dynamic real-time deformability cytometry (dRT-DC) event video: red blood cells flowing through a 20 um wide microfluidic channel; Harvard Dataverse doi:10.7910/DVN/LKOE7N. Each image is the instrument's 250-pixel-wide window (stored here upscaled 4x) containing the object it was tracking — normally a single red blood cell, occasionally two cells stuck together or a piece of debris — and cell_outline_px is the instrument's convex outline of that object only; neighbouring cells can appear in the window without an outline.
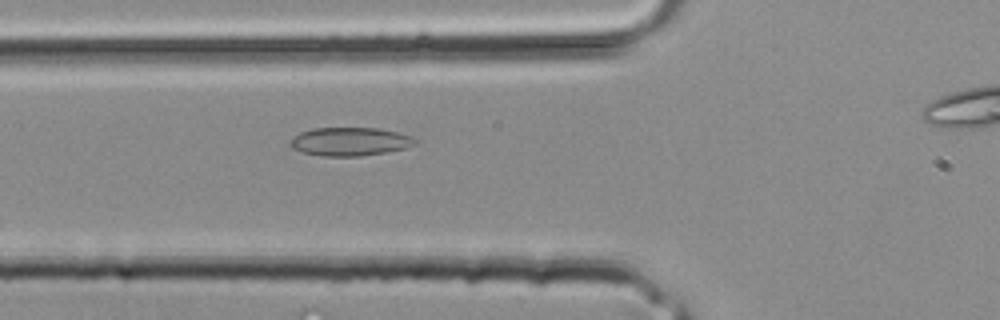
{"species": "common noctule bat (a hibernating species)", "species_latin": "Nyctalus noctula", "temperature_condition": "room temperature", "stored_images_in_passage": 21, "camera_frame_rate_fps": 3000, "um_per_image_px": 0.085, "animal": {"sex": "male", "body_mass_g": 20.4}, "frame": {"image": 1, "passage_image": 3, "time_ms": 0.667, "image_size_px": [1000, 320], "cell_outline_px": [[416, 144], [408, 148], [360, 156], [324, 156], [300, 152], [292, 148], [288, 144], [292, 136], [300, 132], [312, 128], [380, 128], [412, 136], [416, 140]], "centroid_in_image_um": [29.71, 12.03], "position_along_channel_um": 96.1, "area_um2": 20.87}}
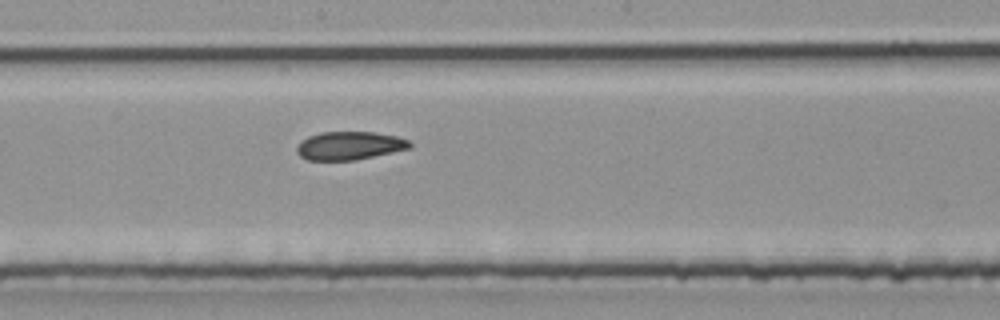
{"frame": {"image": 2, "passage_image": 9, "time_ms": 2.667, "image_size_px": [1000, 320], "cell_outline_px": [[412, 148], [356, 160], [308, 160], [300, 156], [296, 152], [296, 148], [300, 140], [308, 136], [320, 132], [372, 132], [396, 136], [408, 140], [412, 144]], "centroid_in_image_um": [29.69, 12.38], "position_along_channel_um": 218.5, "area_um2": 18.73}}
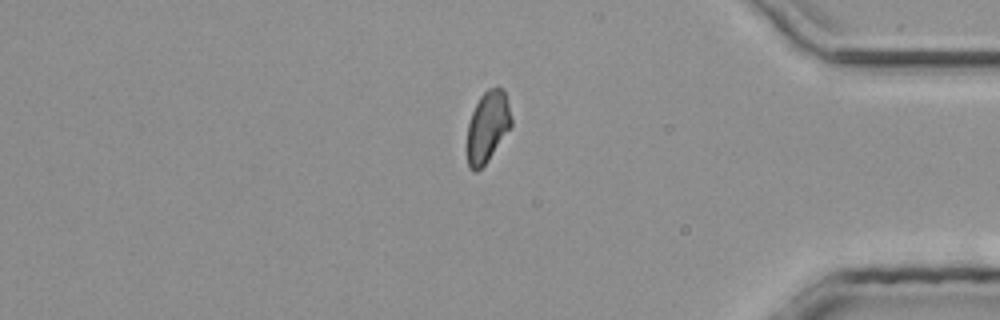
{"frame": {"image": 3, "passage_image": 19, "time_ms": 6.0, "image_size_px": [1000, 320], "cell_outline_px": [[512, 124], [488, 160], [476, 172], [472, 172], [468, 168], [468, 124], [472, 112], [480, 96], [488, 88], [496, 84], [504, 92], [508, 104], [512, 120]], "centroid_in_image_um": [41.43, 10.75], "position_along_channel_um": 393.8, "area_um2": 18.03}}